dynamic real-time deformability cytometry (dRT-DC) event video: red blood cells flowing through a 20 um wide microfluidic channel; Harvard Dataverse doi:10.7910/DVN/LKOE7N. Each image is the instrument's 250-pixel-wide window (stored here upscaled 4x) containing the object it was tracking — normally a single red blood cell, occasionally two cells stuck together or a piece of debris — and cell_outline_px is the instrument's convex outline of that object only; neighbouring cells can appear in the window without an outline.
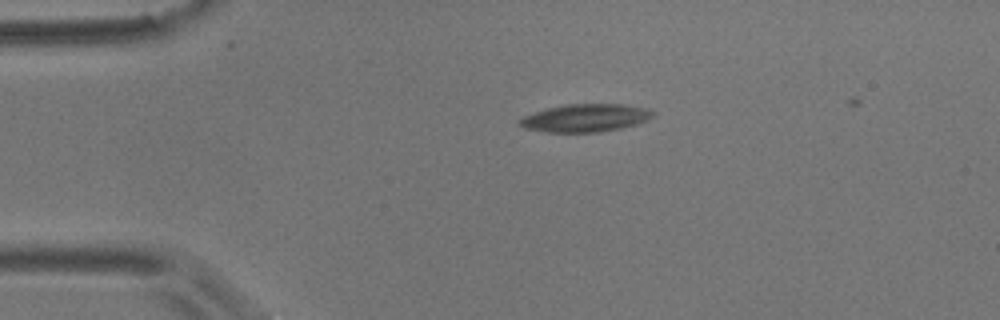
{"species": "common noctule bat (a hibernating species)", "species_latin": "Nyctalus noctula", "temperature_condition": "room temperature", "stored_images_in_passage": 2, "camera_frame_rate_fps": 3000, "um_per_image_px": 0.085, "animal": {"sex": "male", "body_mass_g": 17.9}, "frame": {"image": 1, "passage_image": 1, "time_ms": 0.0, "image_size_px": [1000, 320], "cell_outline_px": [[652, 116], [648, 120], [636, 124], [620, 128], [600, 132], [548, 132], [524, 128], [516, 124], [516, 120], [524, 116], [548, 108], [568, 104], [620, 104], [648, 108], [652, 112]], "centroid_in_image_um": [49.72, 10.03], "position_along_channel_um": 35.3, "area_um2": 21.5}}